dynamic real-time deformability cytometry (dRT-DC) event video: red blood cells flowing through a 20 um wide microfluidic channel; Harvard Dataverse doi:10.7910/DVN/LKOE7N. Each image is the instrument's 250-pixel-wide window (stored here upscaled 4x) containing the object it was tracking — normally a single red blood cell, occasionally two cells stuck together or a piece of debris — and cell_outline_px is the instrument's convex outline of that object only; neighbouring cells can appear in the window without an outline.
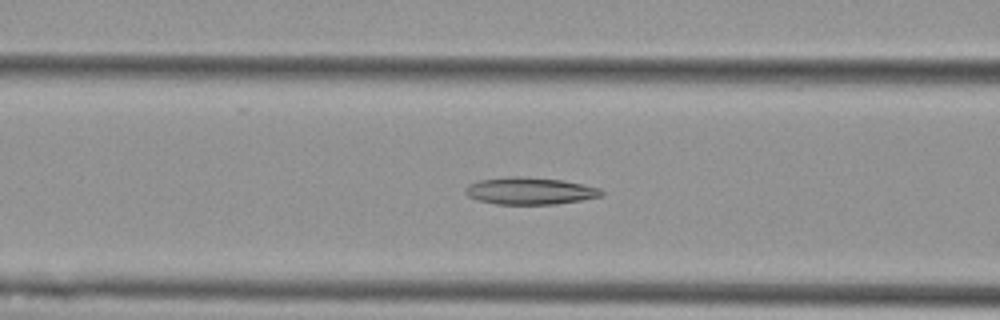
{"species": "Egyptian fruit bat (a non-hibernating species)", "species_latin": "Rousettus aegyptiacus", "temperature_condition": "cold", "stored_images_in_passage": 55, "camera_frame_rate_fps": 3000, "um_per_image_px": 0.085, "animal": {"sex": "female"}, "frame": {"image": 1, "passage_image": 22, "time_ms": 7.0, "image_size_px": [1000, 320], "cell_outline_px": [[604, 196], [556, 204], [496, 204], [476, 200], [468, 196], [464, 192], [464, 188], [468, 184], [480, 180], [508, 176], [520, 176], [560, 180], [600, 188], [604, 192]], "centroid_in_image_um": [45.0, 16.23], "position_along_channel_um": 121.6, "area_um2": 21.5}}
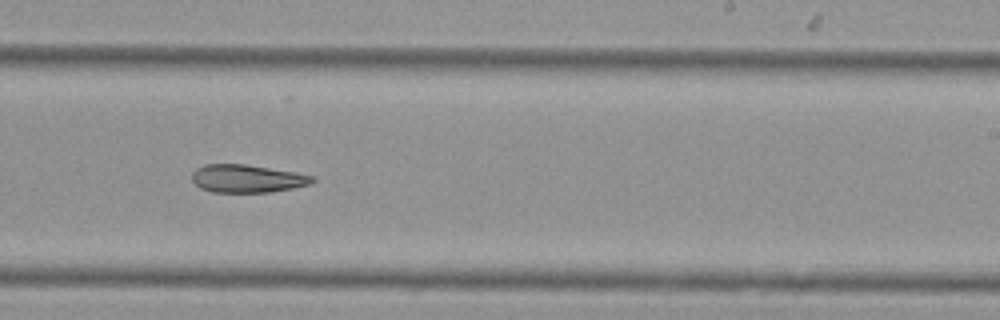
{"frame": {"image": 2, "passage_image": 34, "time_ms": 11.0, "image_size_px": [1000, 320], "cell_outline_px": [[316, 180], [312, 184], [292, 188], [268, 192], [212, 192], [200, 188], [192, 180], [192, 172], [196, 168], [204, 164], [244, 164], [296, 172], [312, 176]], "centroid_in_image_um": [20.99, 15.18], "position_along_channel_um": 268.0, "area_um2": 19.59}}
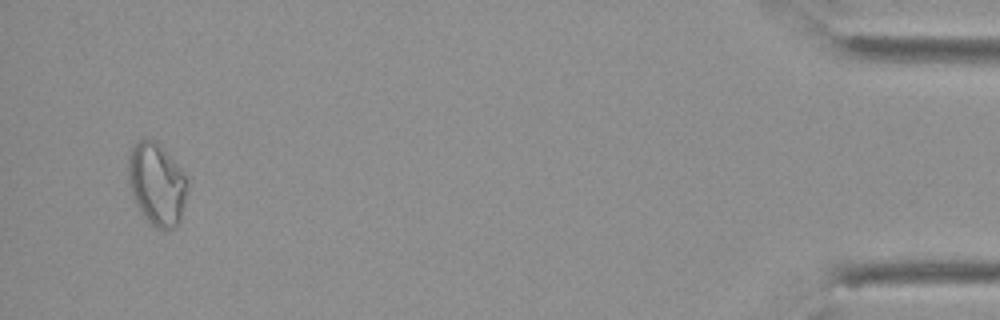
{"frame": {"image": 3, "passage_image": 53, "time_ms": 17.333, "image_size_px": [1000, 320], "cell_outline_px": [[188, 188], [180, 220], [176, 228], [168, 232], [156, 228], [140, 212], [132, 196], [128, 184], [128, 156], [136, 140], [144, 136], [152, 140], [184, 172], [188, 184]], "centroid_in_image_um": [13.31, 15.69], "position_along_channel_um": 421.9, "area_um2": 28.5}}